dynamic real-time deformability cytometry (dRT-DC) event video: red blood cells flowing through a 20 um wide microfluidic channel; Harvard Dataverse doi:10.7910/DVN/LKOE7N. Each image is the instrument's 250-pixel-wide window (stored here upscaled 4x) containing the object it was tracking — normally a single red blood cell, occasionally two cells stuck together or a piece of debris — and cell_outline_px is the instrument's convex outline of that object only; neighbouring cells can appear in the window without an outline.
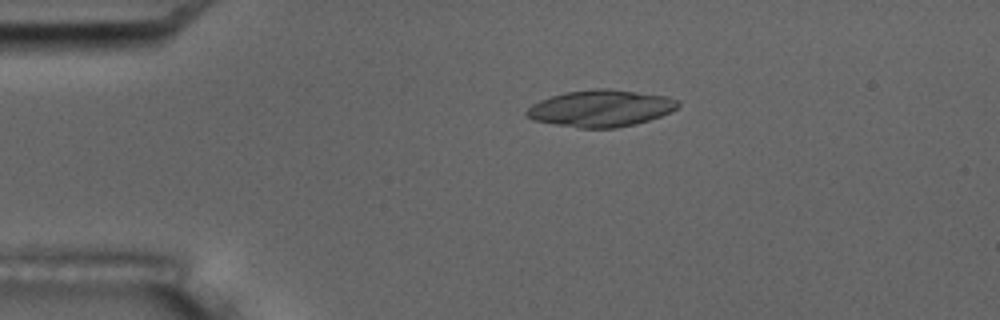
{"species": "common noctule bat (a hibernating species)", "species_latin": "Nyctalus noctula", "temperature_condition": "room temperature", "stored_images_in_passage": 5, "camera_frame_rate_fps": 3000, "um_per_image_px": 0.085, "animal": {"sex": "male", "body_mass_g": 17.5, "forearm_length_mm": 52.3}, "frame": {"image": 1, "passage_image": 3, "time_ms": 2.333, "image_size_px": [1000, 320], "cell_outline_px": [[680, 104], [672, 112], [636, 124], [616, 128], [580, 128], [556, 124], [536, 120], [524, 116], [524, 112], [532, 104], [540, 100], [564, 92], [592, 88], [608, 88], [668, 96], [680, 100]], "centroid_in_image_um": [51.09, 9.2], "position_along_channel_um": 33.9, "area_um2": 32.6}}